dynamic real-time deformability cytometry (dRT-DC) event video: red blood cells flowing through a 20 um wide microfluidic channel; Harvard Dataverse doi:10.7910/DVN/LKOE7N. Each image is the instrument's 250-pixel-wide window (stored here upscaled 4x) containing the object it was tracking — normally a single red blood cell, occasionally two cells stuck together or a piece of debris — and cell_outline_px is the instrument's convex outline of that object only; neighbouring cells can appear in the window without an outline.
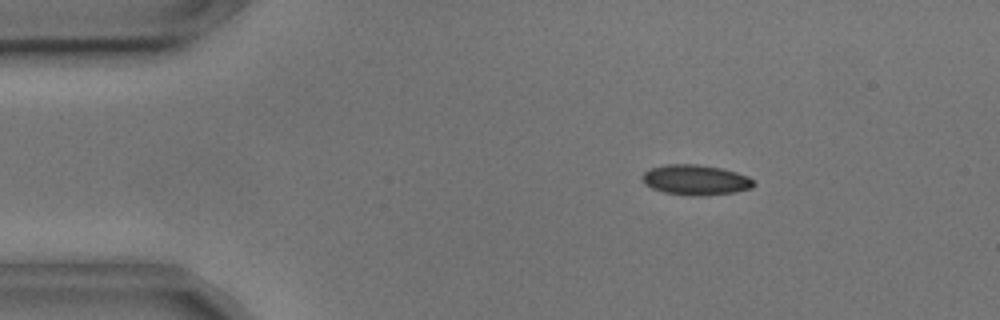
{"species": "common noctule bat (a hibernating species)", "species_latin": "Nyctalus noctula", "temperature_condition": "cold", "stored_images_in_passage": 55, "camera_frame_rate_fps": 3000, "um_per_image_px": 0.085, "animal": {"sex": "male", "body_mass_g": 17.9, "forearm_length_mm": 54.2}, "frame": {"image": 1, "passage_image": 9, "time_ms": 2.667, "image_size_px": [1000, 320], "cell_outline_px": [[756, 184], [752, 188], [732, 192], [704, 196], [692, 196], [664, 192], [652, 188], [644, 184], [640, 176], [644, 172], [652, 168], [668, 164], [696, 164], [720, 168], [736, 172], [748, 176]], "centroid_in_image_um": [59.11, 15.3], "position_along_channel_um": 25.9, "area_um2": 19.59}}
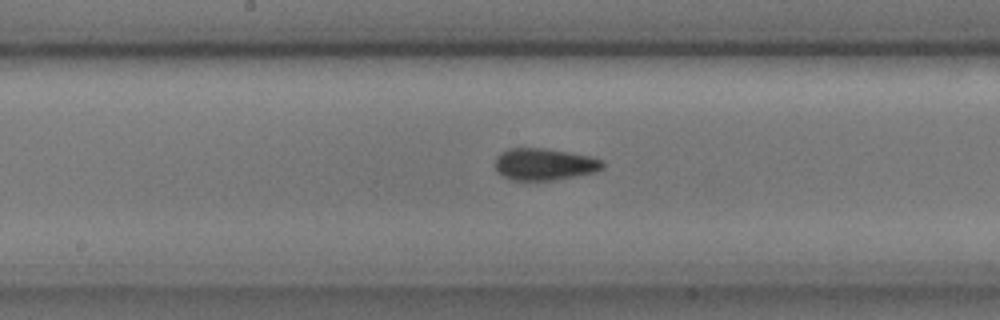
{"frame": {"image": 2, "passage_image": 28, "time_ms": 9.0, "image_size_px": [1000, 320], "cell_outline_px": [[604, 168], [596, 172], [552, 180], [524, 184], [512, 180], [496, 172], [496, 156], [500, 152], [508, 148], [544, 148], [592, 156], [604, 160]], "centroid_in_image_um": [46.25, 13.99], "position_along_channel_um": 202.0, "area_um2": 20.69}}
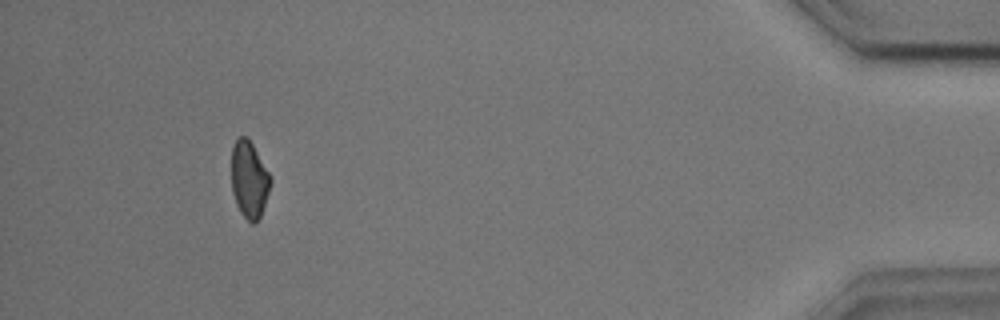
{"frame": {"image": 3, "passage_image": 51, "time_ms": 16.667, "image_size_px": [1000, 320], "cell_outline_px": [[272, 180], [260, 216], [252, 224], [240, 212], [236, 204], [232, 192], [232, 148], [236, 140], [240, 136], [248, 136], [268, 172]], "centroid_in_image_um": [21.16, 15.24], "position_along_channel_um": 414.0, "area_um2": 17.17}, "authors_computed_cell_mechanics": {"area_um2": 19.2474, "velocity_mm_per_s": 3.6394, "shape_relaxation_time_tau1_ms": 3.2896, "shape_relaxation_time_tau2_ms": 1.8101, "deformation_change_tau1": 0.089, "deformation_change_tau2": 0.0498}}